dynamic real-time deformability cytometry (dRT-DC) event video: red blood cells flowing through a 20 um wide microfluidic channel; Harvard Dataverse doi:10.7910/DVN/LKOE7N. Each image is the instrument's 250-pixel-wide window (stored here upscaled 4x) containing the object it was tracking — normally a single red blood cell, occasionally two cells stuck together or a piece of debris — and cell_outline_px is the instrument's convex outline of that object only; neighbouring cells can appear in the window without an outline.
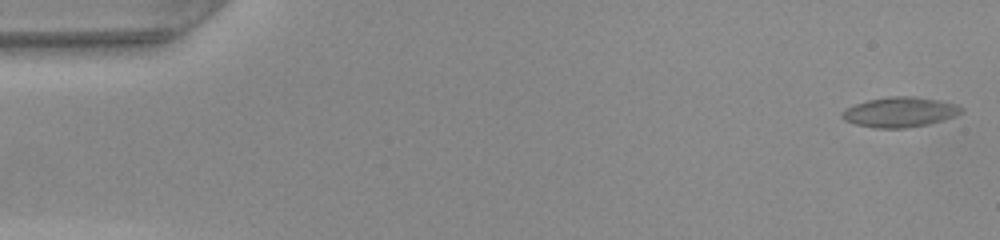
{"species": "common noctule bat (a hibernating species)", "species_latin": "Nyctalus noctula", "temperature_condition": "warm", "stored_images_in_passage": 48, "camera_frame_rate_fps": 3000, "um_per_image_px": 0.085, "animal": {"sex": "female", "body_mass_g": 22.0, "forearm_length_mm": 56.7}, "frame": {"image": 1, "passage_image": 1, "time_ms": 0.0, "image_size_px": [1000, 240], "cell_outline_px": [[964, 112], [928, 124], [904, 128], [876, 128], [856, 124], [844, 120], [840, 116], [840, 112], [856, 104], [868, 100], [888, 96], [912, 96], [936, 100], [956, 104], [964, 108]], "centroid_in_image_um": [76.46, 9.52], "position_along_channel_um": 8.5, "area_um2": 20.63}}
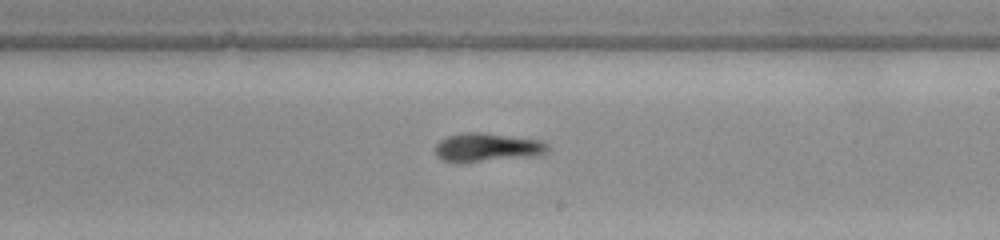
{"frame": {"image": 2, "passage_image": 28, "time_ms": 9.0, "image_size_px": [1000, 240], "cell_outline_px": [[548, 148], [544, 152], [528, 156], [460, 164], [456, 164], [444, 160], [436, 156], [436, 144], [440, 140], [448, 136], [464, 132], [484, 132], [540, 140], [548, 144]], "centroid_in_image_um": [41.32, 12.53], "position_along_channel_um": 247.7, "area_um2": 18.79}}
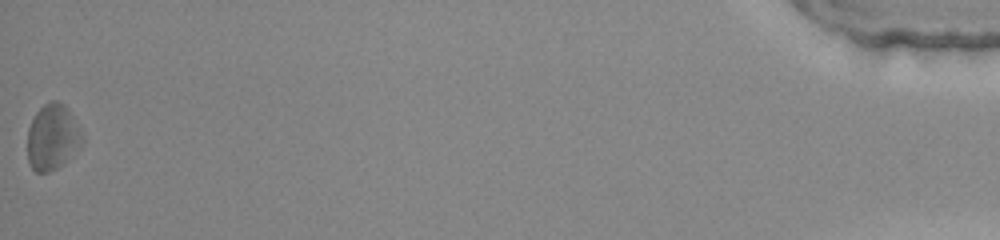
{"frame": {"image": 3, "passage_image": 48, "time_ms": 15.667, "image_size_px": [1000, 240], "cell_outline_px": [[84, 140], [56, 168], [48, 172], [36, 172], [28, 164], [28, 128], [36, 112], [44, 104], [52, 100], [56, 100], [64, 104], [80, 128]], "centroid_in_image_um": [4.43, 11.63], "position_along_channel_um": 430.8, "area_um2": 20.46}}